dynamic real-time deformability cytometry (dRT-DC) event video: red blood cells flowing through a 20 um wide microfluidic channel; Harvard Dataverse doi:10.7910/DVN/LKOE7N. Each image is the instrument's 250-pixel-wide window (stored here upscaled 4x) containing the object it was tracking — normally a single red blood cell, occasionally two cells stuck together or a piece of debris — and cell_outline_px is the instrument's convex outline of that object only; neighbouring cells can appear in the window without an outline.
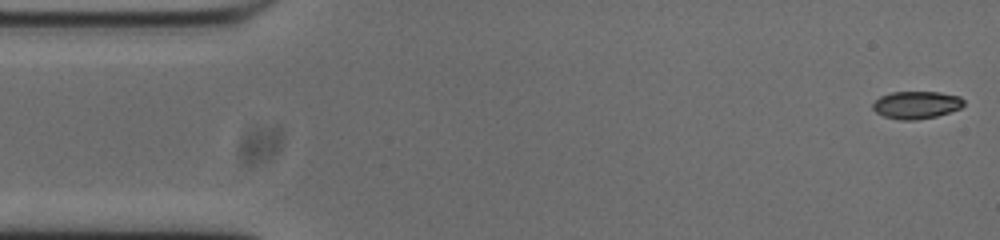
{"species": "common noctule bat (a hibernating species)", "species_latin": "Nyctalus noctula", "temperature_condition": "cold", "stored_images_in_passage": 50, "camera_frame_rate_fps": 3000, "um_per_image_px": 0.085, "animal": {"sex": "male", "body_mass_g": 20.0, "forearm_length_mm": 53.3}, "frame": {"image": 1, "passage_image": 1, "time_ms": 0.0, "image_size_px": [1000, 240], "cell_outline_px": [[964, 104], [960, 108], [936, 116], [916, 120], [900, 120], [884, 116], [876, 112], [872, 108], [872, 104], [880, 96], [892, 92], [940, 92], [960, 96], [964, 100]], "centroid_in_image_um": [77.88, 8.91], "position_along_channel_um": 7.1, "area_um2": 14.57}}
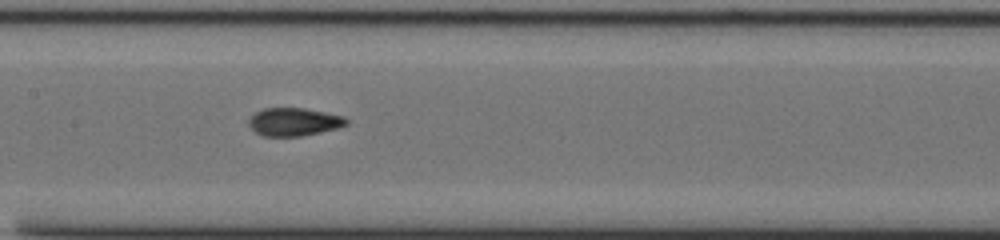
{"frame": {"image": 2, "passage_image": 24, "time_ms": 7.667, "image_size_px": [1000, 240], "cell_outline_px": [[348, 124], [336, 128], [320, 132], [300, 136], [264, 136], [256, 132], [248, 124], [248, 120], [256, 112], [264, 108], [304, 108], [344, 116], [348, 120]], "centroid_in_image_um": [24.99, 10.35], "position_along_channel_um": 182.4, "area_um2": 15.78}}
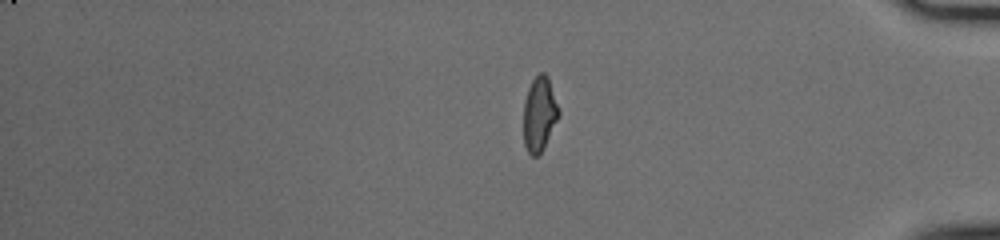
{"frame": {"image": 3, "passage_image": 43, "time_ms": 14.0, "image_size_px": [1000, 240], "cell_outline_px": [[560, 112], [540, 152], [536, 156], [532, 156], [528, 152], [524, 144], [524, 100], [528, 88], [532, 80], [540, 72], [544, 72], [548, 76], [560, 108]], "centroid_in_image_um": [45.84, 9.62], "position_along_channel_um": 389.4, "area_um2": 15.03}, "authors_computed_cell_mechanics": {"area_um2": 15.5482, "velocity_mm_per_s": 3.775, "shape_relaxation_time_tau1_ms": 6.5541, "shape_relaxation_time_tau2_ms": 1.8692, "deformation_change_tau1": 0.1953, "deformation_change_tau2": 0.0704}}